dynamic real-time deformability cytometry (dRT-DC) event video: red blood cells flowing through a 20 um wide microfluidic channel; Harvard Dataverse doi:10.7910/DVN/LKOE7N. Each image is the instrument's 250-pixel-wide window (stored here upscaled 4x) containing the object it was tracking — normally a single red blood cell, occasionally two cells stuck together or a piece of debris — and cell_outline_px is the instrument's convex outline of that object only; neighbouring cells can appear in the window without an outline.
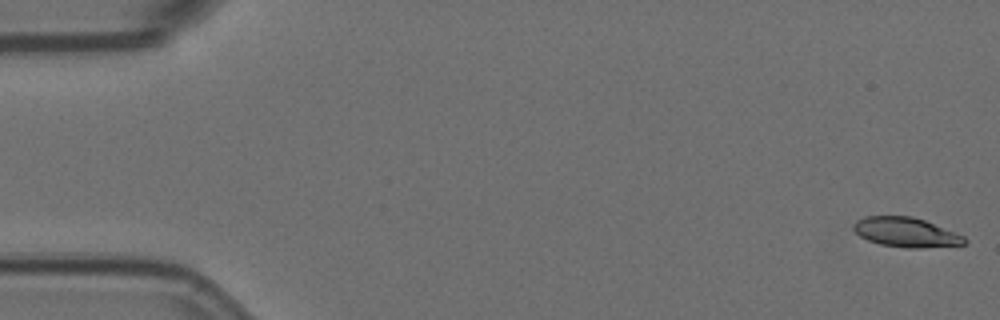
{"species": "Egyptian fruit bat (a non-hibernating species)", "species_latin": "Rousettus aegyptiacus", "temperature_condition": "room temperature", "stored_images_in_passage": 6, "camera_frame_rate_fps": 3000, "um_per_image_px": 0.085, "animal": {"sex": "female"}, "frame": {"image": 1, "passage_image": 1, "time_ms": 0.0, "image_size_px": [1000, 320], "cell_outline_px": [[968, 240], [964, 244], [924, 248], [908, 248], [880, 244], [868, 240], [860, 236], [852, 228], [852, 224], [856, 220], [864, 216], [912, 216], [924, 220], [964, 236]], "centroid_in_image_um": [76.98, 19.74], "position_along_channel_um": 8.0, "area_um2": 19.07}}